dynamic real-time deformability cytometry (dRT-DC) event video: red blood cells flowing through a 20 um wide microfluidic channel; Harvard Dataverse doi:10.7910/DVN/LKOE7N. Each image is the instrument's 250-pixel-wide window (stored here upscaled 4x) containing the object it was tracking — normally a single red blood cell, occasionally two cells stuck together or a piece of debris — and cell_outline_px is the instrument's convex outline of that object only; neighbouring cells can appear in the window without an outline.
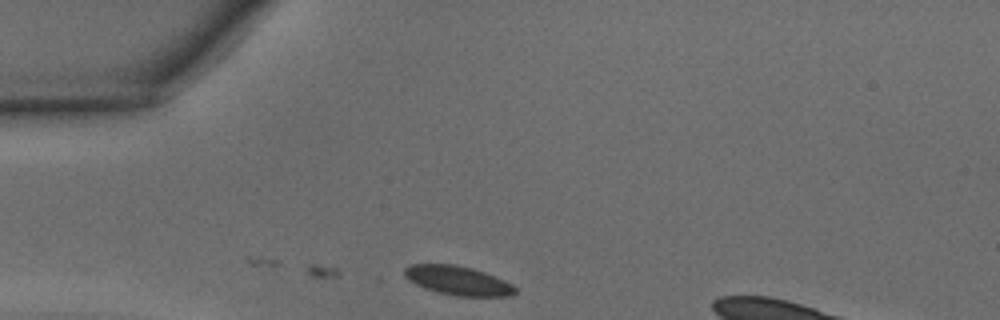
{"species": "common noctule bat (a hibernating species)", "species_latin": "Nyctalus noctula", "temperature_condition": "warm", "stored_images_in_passage": 26, "camera_frame_rate_fps": 3000, "um_per_image_px": 0.085, "animal": {"sex": "male", "body_mass_g": 15.6}, "frame": {"image": 1, "passage_image": 1, "time_ms": 0.0, "image_size_px": [1000, 320], "cell_outline_px": [[516, 292], [512, 296], [456, 296], [424, 288], [416, 284], [404, 276], [404, 268], [412, 264], [452, 264], [472, 268], [484, 272], [504, 280], [512, 284], [516, 288]], "centroid_in_image_um": [38.93, 23.84], "position_along_channel_um": 46.1, "area_um2": 18.61}}
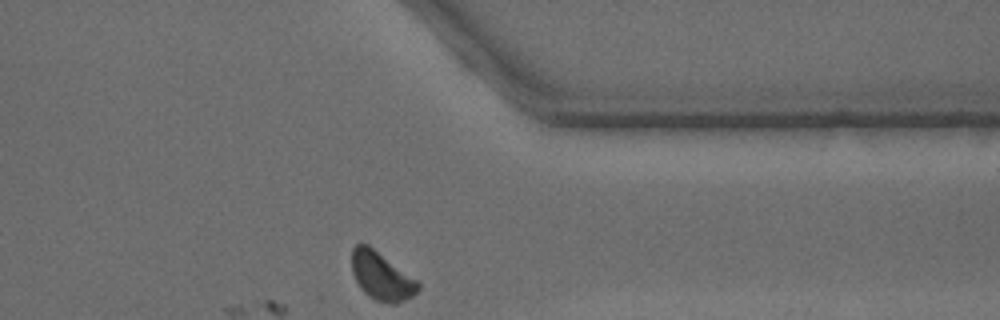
{"frame": {"image": 2, "passage_image": 26, "time_ms": 8.333, "image_size_px": [1000, 320], "cell_outline_px": [[420, 288], [412, 296], [396, 304], [392, 304], [376, 300], [368, 296], [360, 288], [352, 272], [352, 248], [356, 244], [368, 244], [416, 280], [420, 284]], "centroid_in_image_um": [32.4, 23.48], "position_along_channel_um": 379.0, "area_um2": 18.26}}